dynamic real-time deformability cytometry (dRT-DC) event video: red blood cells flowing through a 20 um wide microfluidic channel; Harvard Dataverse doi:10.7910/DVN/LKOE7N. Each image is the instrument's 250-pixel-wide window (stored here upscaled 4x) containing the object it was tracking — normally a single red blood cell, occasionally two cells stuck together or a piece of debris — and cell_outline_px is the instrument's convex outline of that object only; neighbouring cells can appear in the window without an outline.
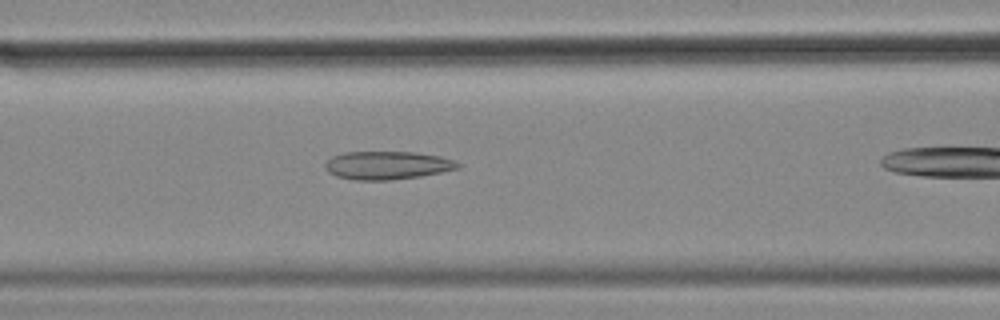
{"species": "common noctule bat (a hibernating species)", "species_latin": "Nyctalus noctula", "temperature_condition": "cold", "stored_images_in_passage": 40, "camera_frame_rate_fps": 3000, "um_per_image_px": 0.085, "animal": {"sex": "female", "body_mass_g": 18.4}, "frame": {"image": 1, "passage_image": 17, "time_ms": 5.333, "image_size_px": [1000, 320], "cell_outline_px": [[460, 168], [420, 176], [392, 180], [356, 180], [336, 176], [328, 172], [324, 168], [324, 164], [332, 156], [344, 152], [416, 152], [440, 156], [452, 160], [460, 164]], "centroid_in_image_um": [32.88, 14.05], "position_along_channel_um": 133.7, "area_um2": 21.79}}
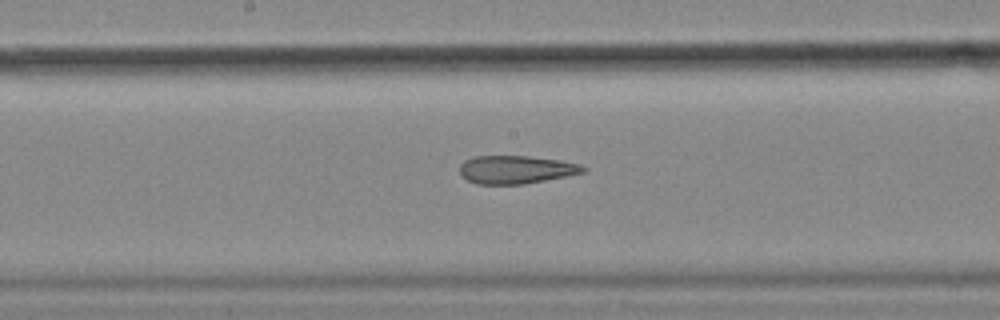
{"frame": {"image": 2, "passage_image": 23, "time_ms": 7.333, "image_size_px": [1000, 320], "cell_outline_px": [[588, 168], [584, 172], [524, 184], [476, 184], [468, 180], [460, 172], [460, 164], [464, 160], [472, 156], [528, 156], [560, 160], [580, 164]], "centroid_in_image_um": [43.84, 14.4], "position_along_channel_um": 204.4, "area_um2": 20.11}}
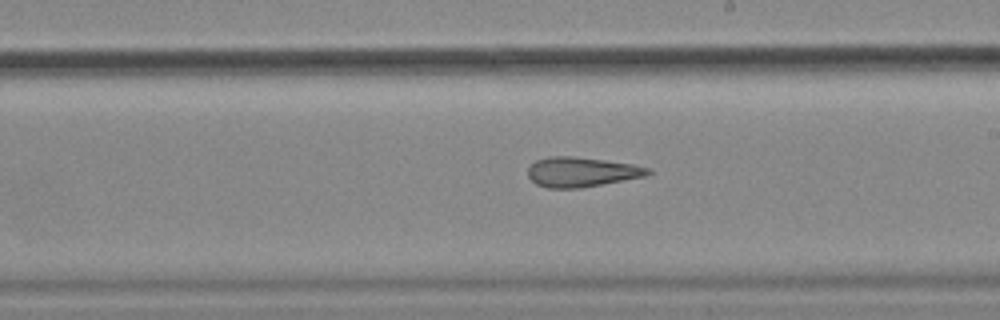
{"frame": {"image": 3, "passage_image": 26, "time_ms": 8.333, "image_size_px": [1000, 320], "cell_outline_px": [[652, 172], [644, 176], [580, 188], [548, 188], [536, 184], [528, 176], [528, 168], [536, 160], [548, 156], [572, 156], [604, 160], [632, 164], [652, 168]], "centroid_in_image_um": [49.41, 14.61], "position_along_channel_um": 239.6, "area_um2": 20.69}}